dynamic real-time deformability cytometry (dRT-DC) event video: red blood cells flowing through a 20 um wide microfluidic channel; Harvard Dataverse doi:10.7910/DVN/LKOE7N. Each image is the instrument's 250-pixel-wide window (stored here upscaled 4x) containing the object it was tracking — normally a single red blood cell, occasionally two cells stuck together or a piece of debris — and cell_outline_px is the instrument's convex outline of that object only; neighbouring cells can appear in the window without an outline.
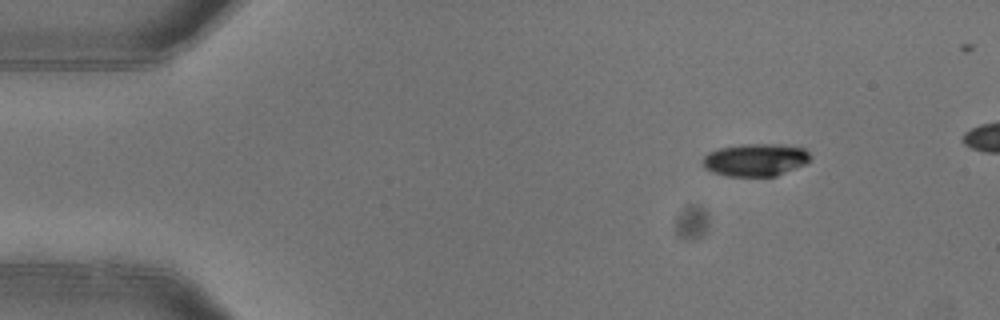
{"species": "common noctule bat (a hibernating species)", "species_latin": "Nyctalus noctula", "temperature_condition": "warm", "stored_images_in_passage": 4, "camera_frame_rate_fps": 3000, "um_per_image_px": 0.085, "animal": {"sex": "female"}, "frame": {"image": 1, "passage_image": 1, "time_ms": 0.0, "image_size_px": [1000, 320], "cell_outline_px": [[812, 160], [804, 164], [776, 176], [728, 176], [712, 172], [704, 168], [700, 164], [700, 160], [708, 152], [720, 148], [744, 144], [780, 144], [804, 148], [812, 156]], "centroid_in_image_um": [64.19, 13.58], "position_along_channel_um": 20.8, "area_um2": 20.63}}